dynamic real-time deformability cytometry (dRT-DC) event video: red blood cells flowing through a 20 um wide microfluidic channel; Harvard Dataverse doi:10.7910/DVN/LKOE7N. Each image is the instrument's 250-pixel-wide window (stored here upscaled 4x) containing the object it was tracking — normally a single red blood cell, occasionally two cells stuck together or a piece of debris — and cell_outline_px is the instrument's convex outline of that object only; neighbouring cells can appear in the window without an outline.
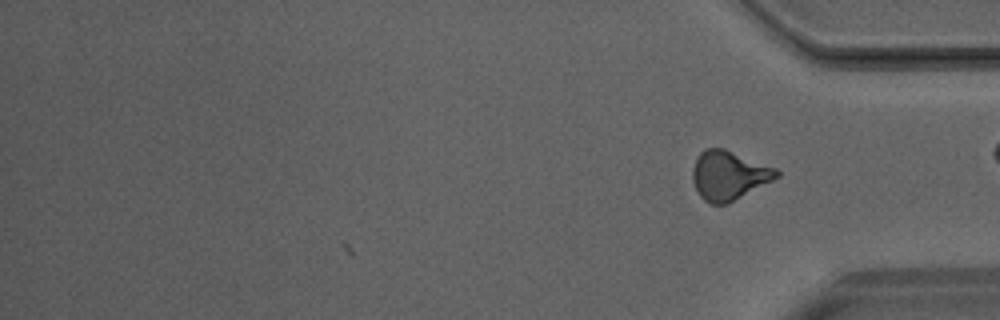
{"species": "Egyptian fruit bat (a non-hibernating species)", "species_latin": "Rousettus aegyptiacus", "temperature_condition": "room temperature", "stored_images_in_passage": 36, "camera_frame_rate_fps": 3000, "um_per_image_px": 0.085, "animal": {"sex": "male"}, "frame": {"image": 1, "passage_image": 36, "time_ms": 11.667, "image_size_px": [1000, 320], "cell_outline_px": [[780, 176], [728, 204], [712, 204], [704, 200], [700, 196], [692, 180], [692, 168], [700, 152], [704, 148], [724, 148], [776, 168], [780, 172]], "centroid_in_image_um": [61.94, 14.9], "position_along_channel_um": 373.3, "area_um2": 23.99}}